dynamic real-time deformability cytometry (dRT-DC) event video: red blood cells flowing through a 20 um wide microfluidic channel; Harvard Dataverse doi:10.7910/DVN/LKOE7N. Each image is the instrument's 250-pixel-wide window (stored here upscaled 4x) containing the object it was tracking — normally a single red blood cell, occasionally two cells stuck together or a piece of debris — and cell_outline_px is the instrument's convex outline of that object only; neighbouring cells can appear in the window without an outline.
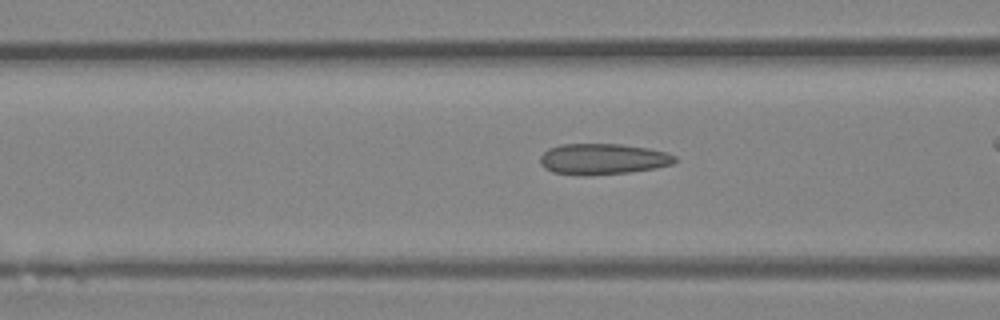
{"species": "Egyptian fruit bat (a non-hibernating species)", "species_latin": "Rousettus aegyptiacus", "temperature_condition": "room temperature", "stored_images_in_passage": 10, "camera_frame_rate_fps": 3000, "um_per_image_px": 0.085, "animal": {"sex": "female"}, "frame": {"image": 1, "passage_image": 5, "time_ms": 1.333, "image_size_px": [1000, 320], "cell_outline_px": [[676, 160], [672, 164], [656, 168], [628, 172], [588, 176], [580, 176], [552, 172], [544, 168], [540, 164], [540, 156], [548, 148], [560, 144], [620, 144], [648, 148], [668, 152], [676, 156]], "centroid_in_image_um": [51.21, 13.52], "position_along_channel_um": 115.4, "area_um2": 24.57}}